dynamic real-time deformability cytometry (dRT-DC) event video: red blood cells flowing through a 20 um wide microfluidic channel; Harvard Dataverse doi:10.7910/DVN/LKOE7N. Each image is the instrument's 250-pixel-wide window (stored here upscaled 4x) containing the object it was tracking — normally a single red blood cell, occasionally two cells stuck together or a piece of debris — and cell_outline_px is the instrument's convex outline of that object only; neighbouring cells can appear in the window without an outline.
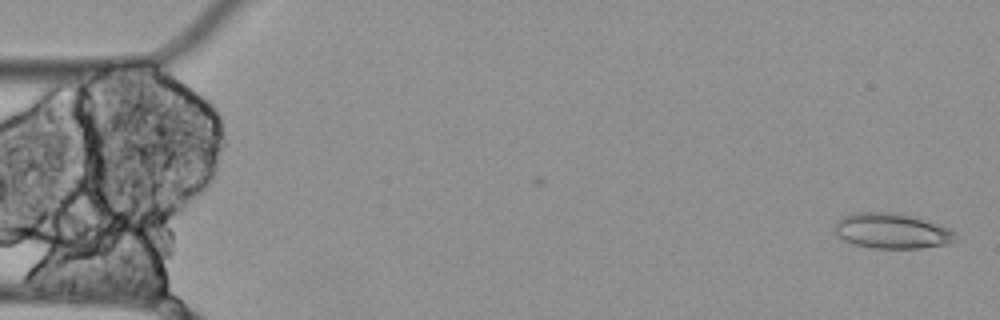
{"species": "Egyptian fruit bat (a non-hibernating species)", "species_latin": "Rousettus aegyptiacus", "temperature_condition": "cold", "stored_images_in_passage": 5, "camera_frame_rate_fps": 3000, "um_per_image_px": 0.085, "animal": {"sex": "female"}, "frame": {"image": 1, "passage_image": 1, "time_ms": 0.0, "image_size_px": [1000, 320], "cell_outline_px": [[956, 240], [948, 244], [920, 248], [872, 248], [856, 244], [844, 240], [836, 236], [832, 228], [844, 216], [852, 212], [900, 212], [920, 216], [948, 228], [956, 232]], "centroid_in_image_um": [75.84, 19.6], "position_along_channel_um": 9.2, "area_um2": 25.37}}
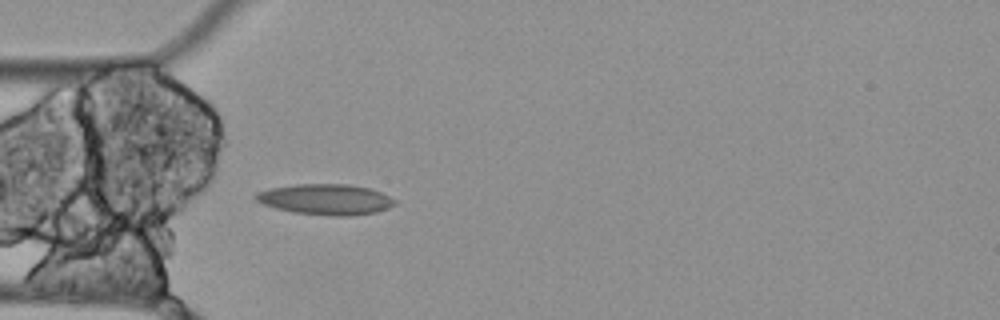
{"frame": {"image": 2, "passage_image": 5, "time_ms": 1.333, "image_size_px": [1000, 320], "cell_outline_px": [[396, 204], [388, 208], [376, 212], [348, 216], [336, 216], [292, 212], [260, 204], [252, 196], [256, 192], [268, 188], [296, 184], [348, 184], [368, 188], [380, 192], [396, 200]], "centroid_in_image_um": [27.63, 16.94], "position_along_channel_um": 57.4, "area_um2": 24.97}}